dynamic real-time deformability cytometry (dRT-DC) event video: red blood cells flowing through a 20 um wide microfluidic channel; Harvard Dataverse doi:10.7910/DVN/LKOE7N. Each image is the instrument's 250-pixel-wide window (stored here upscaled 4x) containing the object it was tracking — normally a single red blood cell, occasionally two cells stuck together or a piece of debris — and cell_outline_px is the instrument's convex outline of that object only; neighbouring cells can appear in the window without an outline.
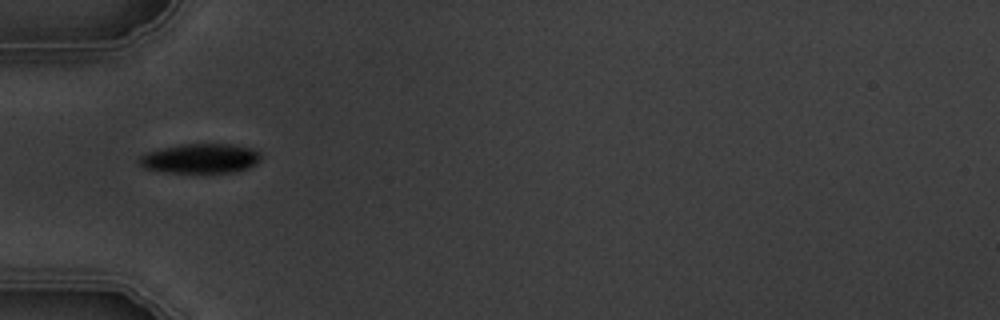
{"species": "common noctule bat (a hibernating species)", "species_latin": "Nyctalus noctula", "temperature_condition": "warm", "stored_images_in_passage": 7, "camera_frame_rate_fps": 3000, "um_per_image_px": 0.085, "animal": {"sex": "male", "body_mass_g": 19.5, "forearm_length_mm": 54.6}, "frame": {"image": 1, "passage_image": 5, "time_ms": 5.333, "image_size_px": [1000, 320], "cell_outline_px": [[260, 160], [256, 164], [248, 168], [236, 172], [168, 172], [144, 168], [136, 160], [140, 156], [148, 152], [180, 144], [232, 144], [252, 148], [260, 152]], "centroid_in_image_um": [17.06, 13.46], "position_along_channel_um": 67.9, "area_um2": 20.92}}
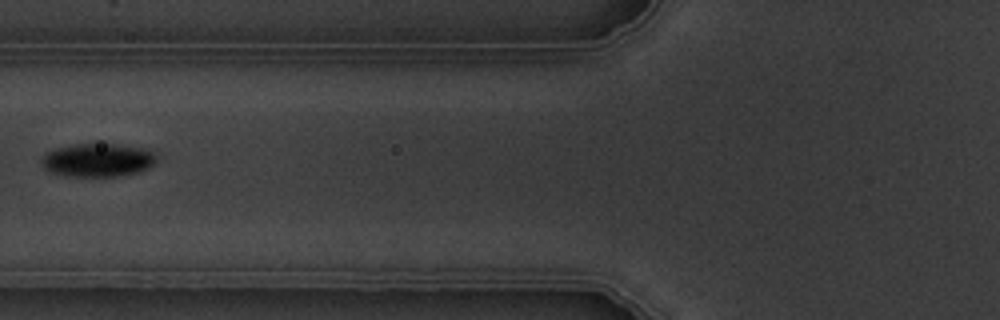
{"frame": {"image": 2, "passage_image": 6, "time_ms": 6.667, "image_size_px": [1000, 320], "cell_outline_px": [[156, 160], [148, 168], [136, 172], [116, 176], [64, 176], [52, 172], [44, 168], [40, 160], [48, 152], [56, 148], [72, 144], [120, 144], [148, 148], [156, 156]], "centroid_in_image_um": [8.31, 13.59], "position_along_channel_um": 117.5, "area_um2": 22.31}}